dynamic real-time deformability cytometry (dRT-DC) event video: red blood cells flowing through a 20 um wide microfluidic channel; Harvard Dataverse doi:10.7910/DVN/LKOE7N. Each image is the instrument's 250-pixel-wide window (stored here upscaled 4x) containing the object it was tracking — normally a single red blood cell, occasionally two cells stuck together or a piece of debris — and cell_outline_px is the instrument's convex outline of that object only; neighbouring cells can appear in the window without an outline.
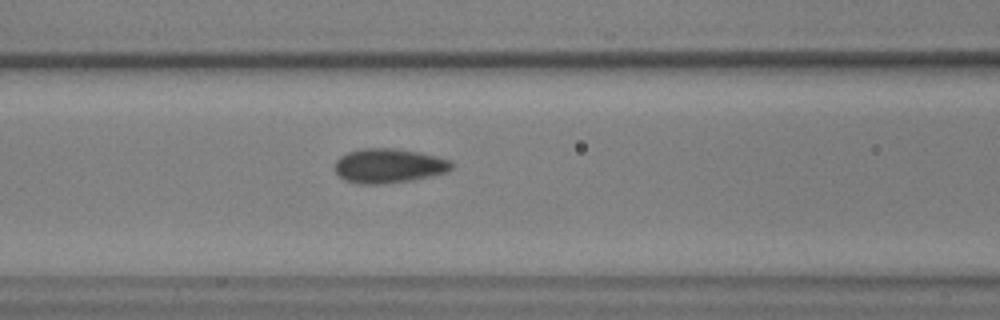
{"species": "common noctule bat (a hibernating species)", "species_latin": "Nyctalus noctula", "temperature_condition": "warm", "stored_images_in_passage": 35, "camera_frame_rate_fps": 3000, "um_per_image_px": 0.085, "animal": {"sex": "male", "body_mass_g": 17.9, "forearm_length_mm": 54.2}, "frame": {"image": 1, "passage_image": 8, "time_ms": 2.333, "image_size_px": [1000, 320], "cell_outline_px": [[452, 168], [444, 172], [428, 176], [408, 180], [376, 184], [364, 184], [348, 180], [340, 176], [336, 172], [332, 164], [340, 156], [348, 152], [360, 148], [396, 148], [420, 152], [452, 160]], "centroid_in_image_um": [33.01, 14.06], "position_along_channel_um": 133.6, "area_um2": 23.18}}
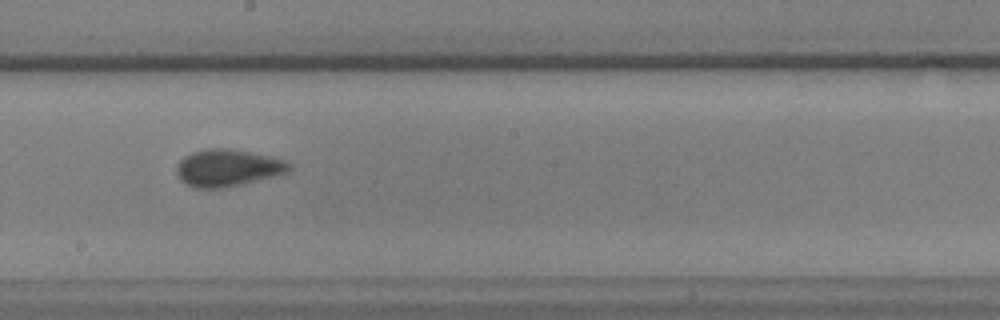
{"frame": {"image": 2, "passage_image": 16, "time_ms": 5.0, "image_size_px": [1000, 320], "cell_outline_px": [[292, 168], [288, 172], [240, 184], [220, 188], [196, 188], [180, 180], [176, 172], [176, 168], [180, 160], [184, 156], [192, 152], [208, 148], [228, 148], [272, 156], [288, 160], [292, 164]], "centroid_in_image_um": [19.37, 14.25], "position_along_channel_um": 228.8, "area_um2": 24.28}}
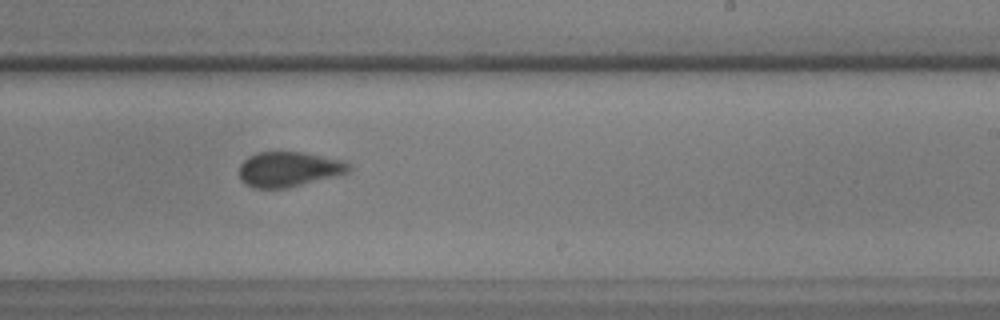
{"frame": {"image": 3, "passage_image": 19, "time_ms": 6.0, "image_size_px": [1000, 320], "cell_outline_px": [[352, 168], [348, 172], [284, 188], [256, 188], [240, 180], [240, 164], [248, 156], [256, 152], [304, 152], [344, 160], [352, 164]], "centroid_in_image_um": [24.55, 14.35], "position_along_channel_um": 264.4, "area_um2": 22.14}}